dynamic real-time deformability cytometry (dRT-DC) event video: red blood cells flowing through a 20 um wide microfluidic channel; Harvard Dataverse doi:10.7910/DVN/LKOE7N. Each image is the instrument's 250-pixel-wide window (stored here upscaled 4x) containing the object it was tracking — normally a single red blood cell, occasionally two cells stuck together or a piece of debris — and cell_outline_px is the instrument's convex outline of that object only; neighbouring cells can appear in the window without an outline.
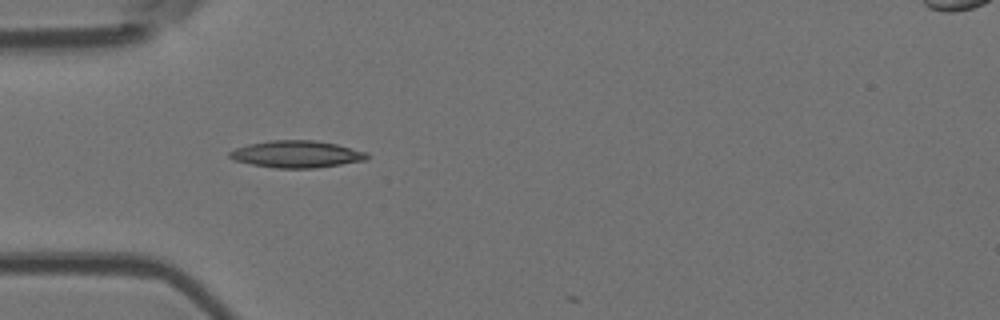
{"species": "Egyptian fruit bat (a non-hibernating species)", "species_latin": "Rousettus aegyptiacus", "temperature_condition": "room temperature", "stored_images_in_passage": 6, "camera_frame_rate_fps": 3000, "um_per_image_px": 0.085, "animal": {"sex": "female"}, "frame": {"image": 1, "passage_image": 5, "time_ms": 1.333, "image_size_px": [1000, 320], "cell_outline_px": [[368, 160], [316, 168], [276, 168], [252, 164], [232, 160], [228, 156], [228, 152], [236, 148], [248, 144], [272, 140], [312, 140], [336, 144], [368, 152]], "centroid_in_image_um": [25.21, 13.11], "position_along_channel_um": 59.8, "area_um2": 21.68}}
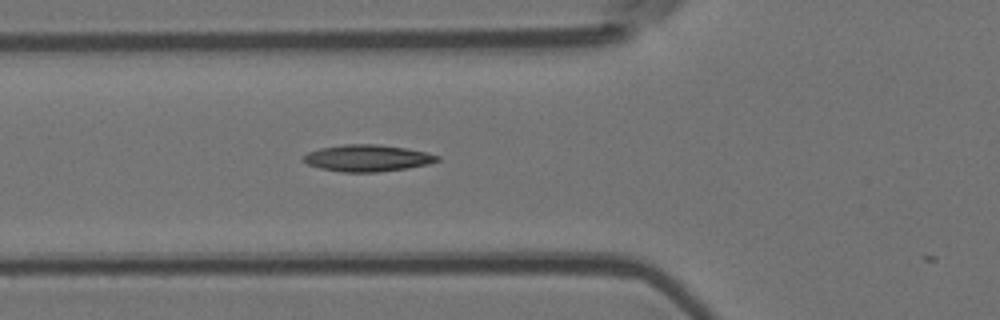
{"frame": {"image": 2, "passage_image": 6, "time_ms": 1.667, "image_size_px": [1000, 320], "cell_outline_px": [[440, 160], [428, 164], [408, 168], [376, 172], [340, 172], [320, 168], [308, 164], [304, 160], [304, 156], [308, 152], [320, 148], [344, 144], [376, 144], [404, 148], [428, 152], [440, 156]], "centroid_in_image_um": [31.25, 13.44], "position_along_channel_um": 94.5, "area_um2": 20.75}}